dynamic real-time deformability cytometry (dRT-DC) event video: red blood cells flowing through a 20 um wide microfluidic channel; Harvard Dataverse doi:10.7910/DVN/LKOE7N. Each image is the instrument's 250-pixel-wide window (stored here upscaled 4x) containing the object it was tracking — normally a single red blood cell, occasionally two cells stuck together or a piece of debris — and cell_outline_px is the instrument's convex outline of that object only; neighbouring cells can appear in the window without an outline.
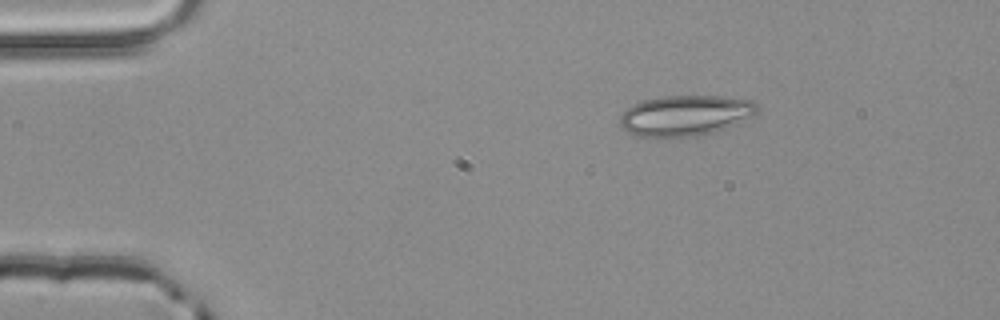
{"species": "common noctule bat (a hibernating species)", "species_latin": "Nyctalus noctula", "temperature_condition": "room temperature", "stored_images_in_passage": 2, "camera_frame_rate_fps": 3000, "um_per_image_px": 0.085, "animal": {"sex": "male", "body_mass_g": 20.4}, "frame": {"image": 1, "passage_image": 2, "time_ms": 0.333, "image_size_px": [1000, 320], "cell_outline_px": [[760, 108], [756, 112], [736, 124], [712, 132], [696, 136], [640, 136], [628, 132], [620, 128], [620, 116], [632, 104], [644, 100], [664, 96], [720, 96], [752, 100], [760, 104]], "centroid_in_image_um": [58.25, 9.8], "position_along_channel_um": 26.7, "area_um2": 32.14}}